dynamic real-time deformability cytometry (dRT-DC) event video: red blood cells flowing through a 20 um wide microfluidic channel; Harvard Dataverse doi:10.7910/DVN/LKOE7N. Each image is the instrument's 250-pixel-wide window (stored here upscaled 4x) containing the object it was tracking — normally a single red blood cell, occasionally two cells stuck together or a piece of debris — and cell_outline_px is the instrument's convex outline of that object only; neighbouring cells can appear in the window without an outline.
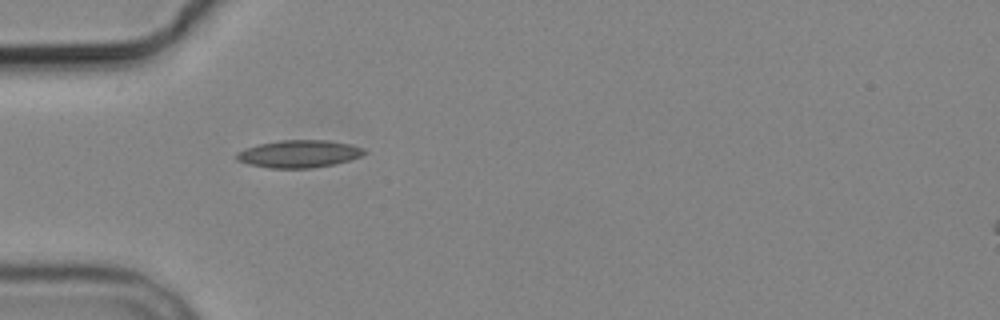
{"species": "common noctule bat (a hibernating species)", "species_latin": "Nyctalus noctula", "temperature_condition": "cold", "stored_images_in_passage": 2, "camera_frame_rate_fps": 3000, "um_per_image_px": 0.085, "animal": {"sex": "male", "body_mass_g": 19.2, "forearm_length_mm": 51.8}, "frame": {"image": 1, "passage_image": 1, "time_ms": 0.0, "image_size_px": [1000, 320], "cell_outline_px": [[364, 152], [360, 156], [348, 160], [332, 164], [312, 168], [268, 168], [248, 164], [236, 160], [236, 152], [244, 148], [260, 144], [280, 140], [328, 140], [352, 144], [364, 148]], "centroid_in_image_um": [25.37, 13.07], "position_along_channel_um": 59.6, "area_um2": 20.4}}
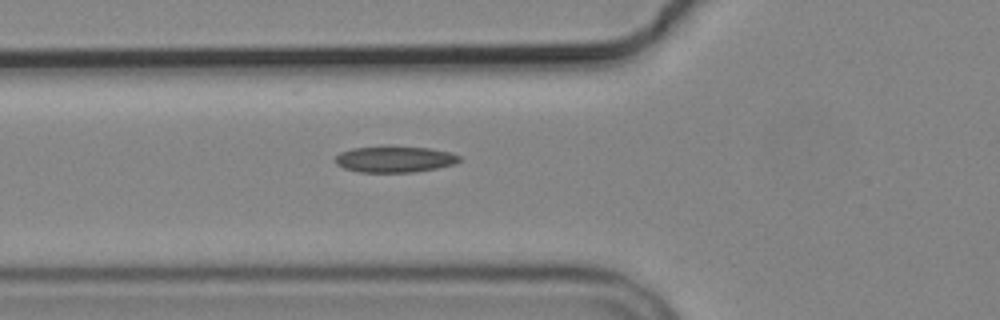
{"frame": {"image": 2, "passage_image": 2, "time_ms": 1.0, "image_size_px": [1000, 320], "cell_outline_px": [[460, 160], [456, 164], [436, 168], [412, 172], [360, 172], [344, 168], [336, 164], [336, 156], [340, 152], [352, 148], [388, 144], [428, 148], [448, 152], [460, 156]], "centroid_in_image_um": [33.52, 13.5], "position_along_channel_um": 92.3, "area_um2": 19.36}}